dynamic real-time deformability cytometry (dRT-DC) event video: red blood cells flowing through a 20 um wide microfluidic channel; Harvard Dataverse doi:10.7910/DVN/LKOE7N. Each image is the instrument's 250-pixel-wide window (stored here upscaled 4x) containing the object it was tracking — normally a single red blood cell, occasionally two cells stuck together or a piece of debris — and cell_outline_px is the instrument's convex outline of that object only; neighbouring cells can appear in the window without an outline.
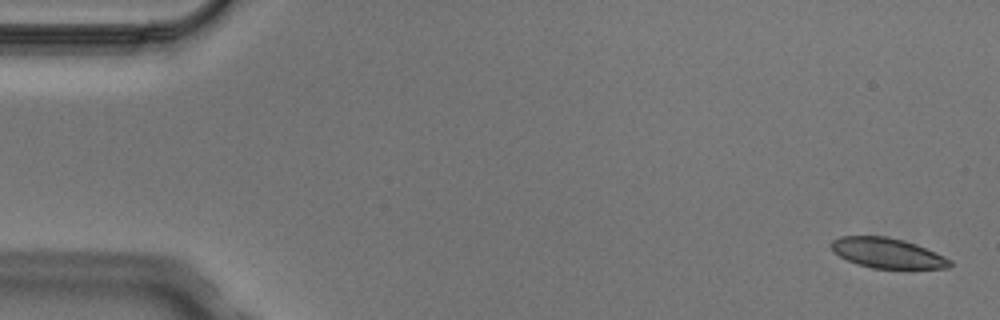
{"species": "Egyptian fruit bat (a non-hibernating species)", "species_latin": "Rousettus aegyptiacus", "temperature_condition": "cold", "stored_images_in_passage": 7, "camera_frame_rate_fps": 3000, "um_per_image_px": 0.085, "animal": {"sex": "male"}, "frame": {"image": 1, "passage_image": 1, "time_ms": 0.0, "image_size_px": [1000, 320], "cell_outline_px": [[952, 264], [948, 268], [872, 268], [856, 264], [840, 256], [832, 248], [832, 240], [840, 236], [888, 236], [904, 240], [916, 244], [944, 256], [952, 260]], "centroid_in_image_um": [75.44, 21.5], "position_along_channel_um": 9.6, "area_um2": 20.63}}
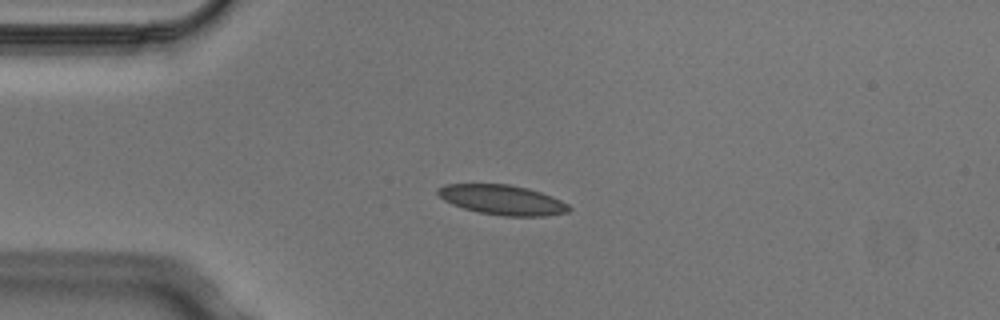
{"frame": {"image": 2, "passage_image": 4, "time_ms": 1.0, "image_size_px": [1000, 320], "cell_outline_px": [[572, 208], [568, 212], [544, 216], [504, 216], [480, 212], [464, 208], [452, 204], [444, 200], [436, 192], [436, 188], [444, 184], [508, 184], [528, 188], [552, 196], [568, 204]], "centroid_in_image_um": [42.69, 16.98], "position_along_channel_um": 42.3, "area_um2": 22.77}}
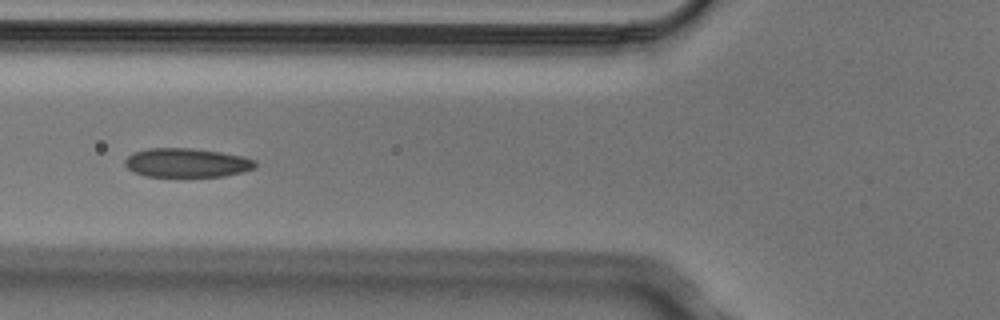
{"frame": {"image": 3, "passage_image": 6, "time_ms": 1.667, "image_size_px": [1000, 320], "cell_outline_px": [[256, 168], [244, 172], [224, 176], [144, 176], [132, 172], [124, 164], [124, 160], [132, 152], [148, 148], [192, 148], [220, 152], [244, 156], [256, 160]], "centroid_in_image_um": [15.88, 13.83], "position_along_channel_um": 109.9, "area_um2": 22.25}}